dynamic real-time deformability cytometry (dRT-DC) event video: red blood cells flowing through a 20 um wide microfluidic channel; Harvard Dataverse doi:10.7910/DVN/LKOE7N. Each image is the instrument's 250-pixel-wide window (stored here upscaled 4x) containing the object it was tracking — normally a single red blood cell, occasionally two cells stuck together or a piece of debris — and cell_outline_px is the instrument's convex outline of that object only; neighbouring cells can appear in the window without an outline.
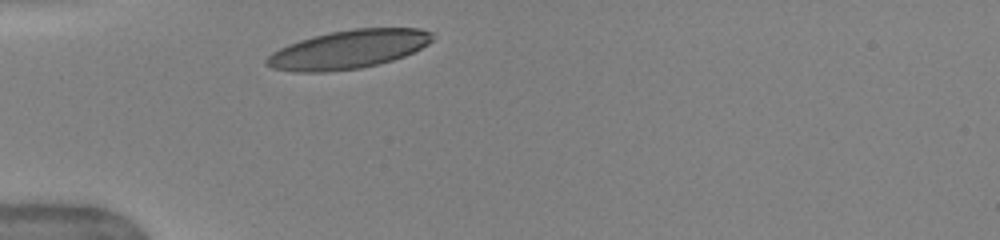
{"species": "human", "species_latin": "Homo sapiens", "temperature_condition": "warm", "stored_images_in_passage": 5, "camera_frame_rate_fps": 3000, "um_per_image_px": 0.085, "donor": {"sex": "female"}, "frame": {"image": 1, "passage_image": 1, "time_ms": 0.0, "image_size_px": [1000, 240], "cell_outline_px": [[436, 36], [428, 44], [404, 56], [392, 60], [360, 68], [324, 72], [292, 72], [272, 68], [264, 64], [264, 60], [272, 52], [288, 44], [312, 36], [352, 28], [420, 28], [432, 32]], "centroid_in_image_um": [29.6, 4.2], "position_along_channel_um": 55.4, "area_um2": 37.28}}
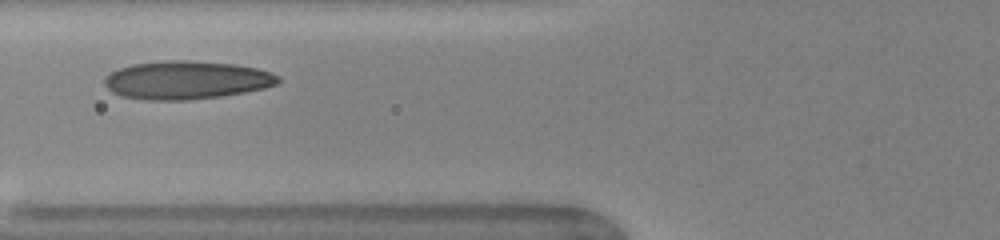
{"frame": {"image": 2, "passage_image": 4, "time_ms": 1.667, "image_size_px": [1000, 240], "cell_outline_px": [[280, 80], [276, 84], [264, 88], [244, 92], [220, 96], [188, 100], [144, 100], [120, 96], [112, 92], [104, 84], [104, 80], [112, 72], [120, 68], [132, 64], [164, 60], [188, 60], [236, 64], [256, 68], [272, 72], [280, 76]], "centroid_in_image_um": [15.85, 6.8], "position_along_channel_um": 109.9, "area_um2": 38.78}}